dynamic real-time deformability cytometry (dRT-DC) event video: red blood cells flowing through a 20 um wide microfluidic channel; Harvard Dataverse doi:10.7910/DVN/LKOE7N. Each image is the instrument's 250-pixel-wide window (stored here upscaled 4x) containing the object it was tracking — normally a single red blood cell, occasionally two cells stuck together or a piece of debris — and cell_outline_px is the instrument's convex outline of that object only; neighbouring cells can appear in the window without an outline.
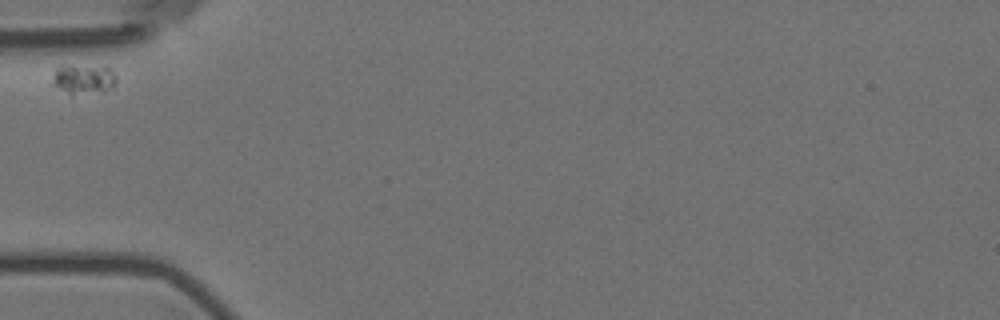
{"species": "Egyptian fruit bat (a non-hibernating species)", "species_latin": "Rousettus aegyptiacus", "temperature_condition": "room temperature", "stored_images_in_passage": 6, "camera_frame_rate_fps": 3000, "um_per_image_px": 0.085, "animal": {"sex": "female"}, "frame": {"image": 1, "passage_image": 1, "time_ms": 0.0, "image_size_px": [1000, 320], "cell_outline_px": [[116, 84], [112, 88], [72, 96], [52, 84], [52, 80], [56, 68], [108, 68], [116, 76]], "centroid_in_image_um": [7.1, 6.8], "position_along_channel_um": 77.9, "area_um2": 10.23}}
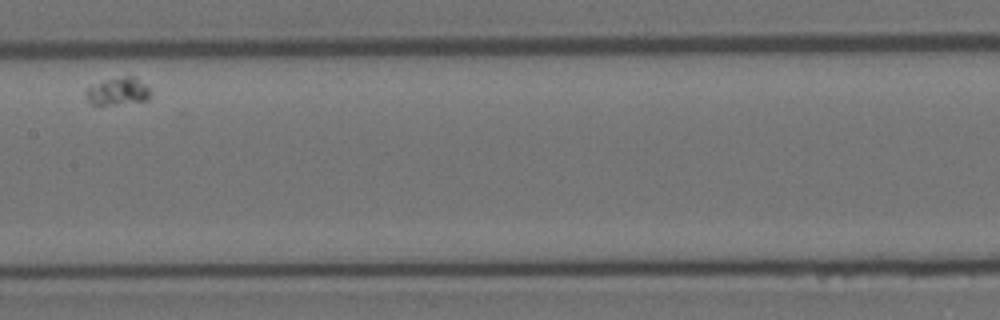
{"frame": {"image": 2, "passage_image": 4, "time_ms": 1.0, "image_size_px": [1000, 320], "cell_outline_px": [[152, 96], [148, 100], [112, 104], [92, 104], [84, 96], [84, 92], [88, 88], [104, 80], [124, 76], [136, 76], [152, 88]], "centroid_in_image_um": [10.1, 7.74], "position_along_channel_um": 197.3, "area_um2": 10.52}}
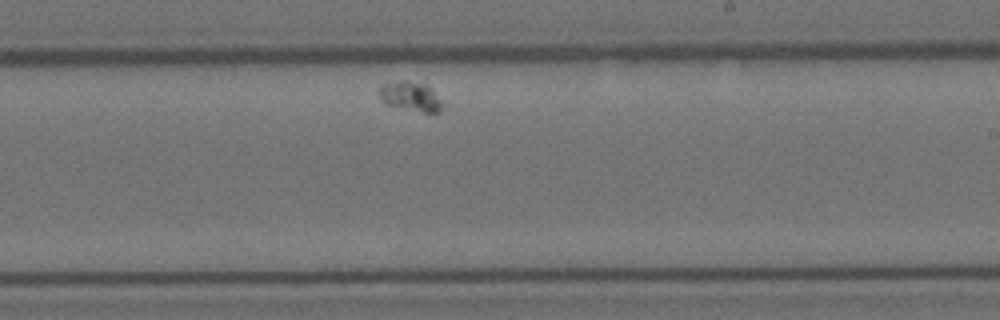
{"frame": {"image": 3, "passage_image": 6, "time_ms": 1.667, "image_size_px": [1000, 320], "cell_outline_px": [[444, 104], [440, 112], [424, 112], [388, 104], [380, 96], [380, 88], [384, 84], [400, 80], [408, 80], [424, 84], [432, 88]], "centroid_in_image_um": [34.98, 8.17], "position_along_channel_um": 254.0, "area_um2": 10.58}}